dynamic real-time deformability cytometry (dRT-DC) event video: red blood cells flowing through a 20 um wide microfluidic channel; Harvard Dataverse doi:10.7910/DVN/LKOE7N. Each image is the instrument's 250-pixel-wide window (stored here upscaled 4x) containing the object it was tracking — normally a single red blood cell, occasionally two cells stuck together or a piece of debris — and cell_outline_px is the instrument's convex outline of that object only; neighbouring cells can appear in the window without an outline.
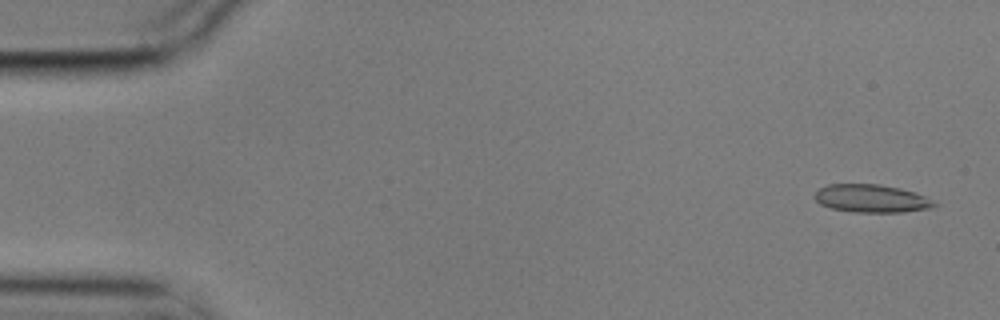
{"species": "common noctule bat (a hibernating species)", "species_latin": "Nyctalus noctula", "temperature_condition": "cold", "stored_images_in_passage": 55, "camera_frame_rate_fps": 3000, "um_per_image_px": 0.085, "animal": {"sex": "male", "body_mass_g": 17.9}, "frame": {"image": 1, "passage_image": 3, "time_ms": 0.667, "image_size_px": [1000, 320], "cell_outline_px": [[936, 204], [932, 208], [904, 212], [852, 212], [832, 208], [820, 204], [812, 196], [820, 188], [828, 184], [880, 184], [900, 188], [916, 192], [924, 196]], "centroid_in_image_um": [74.05, 16.87], "position_along_channel_um": 11.0, "area_um2": 19.48}}
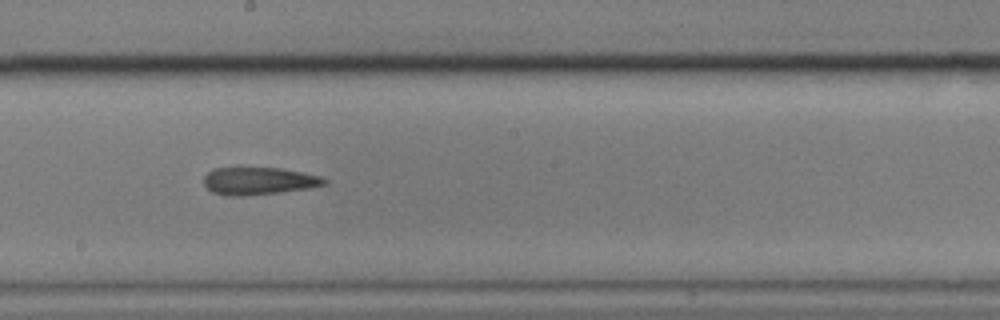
{"frame": {"image": 2, "passage_image": 32, "time_ms": 10.333, "image_size_px": [1000, 320], "cell_outline_px": [[328, 184], [312, 188], [280, 192], [244, 196], [224, 196], [212, 192], [204, 184], [204, 176], [208, 172], [216, 168], [280, 168], [304, 172], [320, 176], [328, 180]], "centroid_in_image_um": [22.03, 15.39], "position_along_channel_um": 226.2, "area_um2": 19.48}}
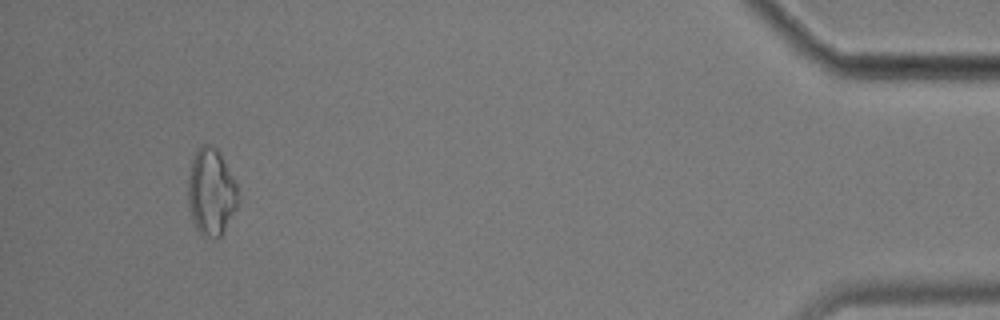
{"frame": {"image": 3, "passage_image": 54, "time_ms": 17.667, "image_size_px": [1000, 320], "cell_outline_px": [[236, 208], [220, 236], [216, 240], [212, 240], [200, 232], [196, 228], [188, 204], [188, 180], [192, 160], [196, 152], [204, 144], [208, 144], [216, 148], [220, 152], [236, 184]], "centroid_in_image_um": [17.93, 16.33], "position_along_channel_um": 417.3, "area_um2": 24.74}}